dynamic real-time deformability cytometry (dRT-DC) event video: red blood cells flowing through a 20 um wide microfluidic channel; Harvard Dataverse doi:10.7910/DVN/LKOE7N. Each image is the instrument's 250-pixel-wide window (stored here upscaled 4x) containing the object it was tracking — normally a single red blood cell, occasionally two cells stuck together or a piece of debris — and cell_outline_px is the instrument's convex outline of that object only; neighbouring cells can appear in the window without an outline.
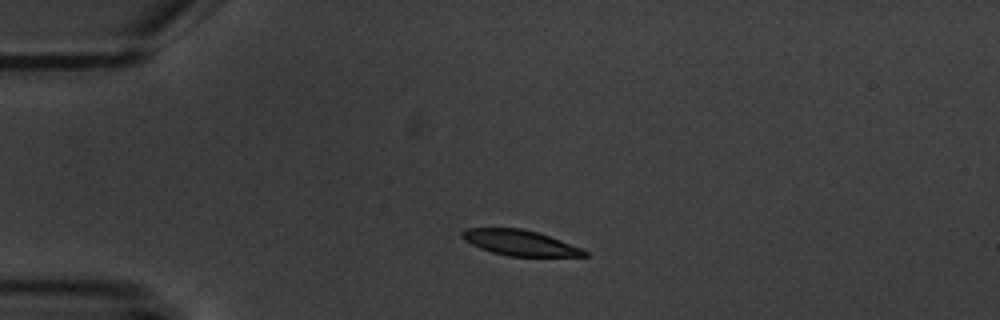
{"species": "common noctule bat (a hibernating species)", "species_latin": "Nyctalus noctula", "temperature_condition": "warm", "stored_images_in_passage": 3, "camera_frame_rate_fps": 3000, "um_per_image_px": 0.085, "animal": {"sex": "male", "body_mass_g": 20.1, "forearm_length_mm": 53.5}, "frame": {"image": 1, "passage_image": 1, "time_ms": 0.0, "image_size_px": [1000, 320], "cell_outline_px": [[588, 256], [508, 256], [492, 252], [480, 248], [464, 240], [460, 236], [460, 232], [464, 228], [520, 228], [536, 232], [560, 240], [580, 248], [588, 252]], "centroid_in_image_um": [44.13, 20.63], "position_along_channel_um": 40.9, "area_um2": 17.98}}